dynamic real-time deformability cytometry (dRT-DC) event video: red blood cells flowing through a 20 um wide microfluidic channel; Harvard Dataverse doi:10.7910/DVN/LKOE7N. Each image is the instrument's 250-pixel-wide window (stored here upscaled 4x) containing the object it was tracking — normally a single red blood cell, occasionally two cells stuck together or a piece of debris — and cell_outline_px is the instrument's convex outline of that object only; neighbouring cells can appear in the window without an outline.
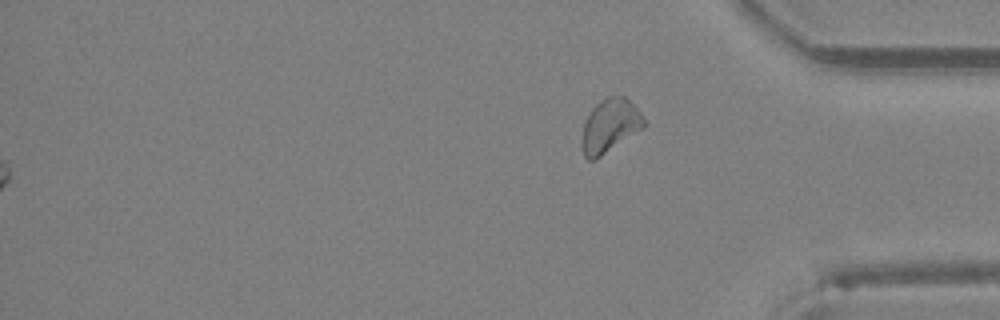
{"species": "Egyptian fruit bat (a non-hibernating species)", "species_latin": "Rousettus aegyptiacus", "temperature_condition": "room temperature", "stored_images_in_passage": 27, "segment_of_instrument_passage": [2, 2], "camera_frame_rate_fps": 3000, "um_per_image_px": 0.085, "animal": {"sex": "female"}, "frame": {"image": 1, "passage_image": 27, "time_ms": 8.667, "image_size_px": [1000, 320], "cell_outline_px": [[648, 124], [644, 128], [596, 160], [588, 160], [584, 156], [580, 144], [584, 124], [592, 108], [600, 100], [608, 96], [624, 96], [640, 112]], "centroid_in_image_um": [51.84, 10.72], "position_along_channel_um": 383.4, "area_um2": 19.54}}